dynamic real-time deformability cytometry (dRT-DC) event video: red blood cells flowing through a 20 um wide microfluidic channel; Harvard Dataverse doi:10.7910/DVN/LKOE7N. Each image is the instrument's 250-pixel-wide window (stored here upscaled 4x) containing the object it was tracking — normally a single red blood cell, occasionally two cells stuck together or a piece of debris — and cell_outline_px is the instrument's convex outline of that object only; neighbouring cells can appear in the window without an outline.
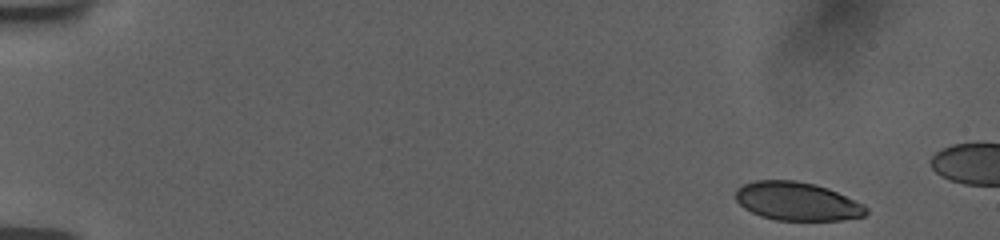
{"species": "human", "species_latin": "Homo sapiens", "temperature_condition": "room temperature", "stored_images_in_passage": 6, "camera_frame_rate_fps": 3000, "um_per_image_px": 0.085, "donor": {"sex": "female"}, "frame": {"image": 1, "passage_image": 1, "time_ms": 0.0, "image_size_px": [1000, 240], "cell_outline_px": [[868, 212], [864, 216], [840, 220], [776, 220], [760, 216], [744, 208], [736, 200], [736, 188], [744, 184], [756, 180], [796, 180], [816, 184], [828, 188], [864, 204], [868, 208]], "centroid_in_image_um": [67.76, 17.11], "position_along_channel_um": 17.2, "area_um2": 29.3}}